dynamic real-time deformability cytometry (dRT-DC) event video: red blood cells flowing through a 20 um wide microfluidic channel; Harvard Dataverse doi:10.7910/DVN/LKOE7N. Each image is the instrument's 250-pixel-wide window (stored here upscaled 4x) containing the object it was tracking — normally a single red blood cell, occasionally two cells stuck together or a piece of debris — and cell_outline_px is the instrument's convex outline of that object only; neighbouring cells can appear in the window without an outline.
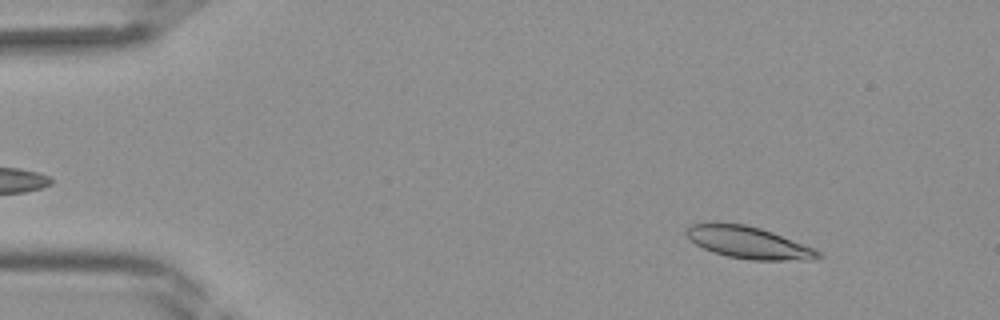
{"species": "Egyptian fruit bat (a non-hibernating species)", "species_latin": "Rousettus aegyptiacus", "temperature_condition": "room temperature", "stored_images_in_passage": 40, "camera_frame_rate_fps": 3000, "um_per_image_px": 0.085, "frame": {"image": 1, "passage_image": 4, "time_ms": 1.0, "image_size_px": [1000, 320], "cell_outline_px": [[824, 256], [804, 260], [752, 260], [728, 256], [712, 252], [696, 244], [684, 232], [688, 224], [712, 220], [716, 220], [744, 224], [760, 228], [772, 232], [812, 248], [820, 252]], "centroid_in_image_um": [63.51, 20.57], "position_along_channel_um": 21.5, "area_um2": 24.8}}
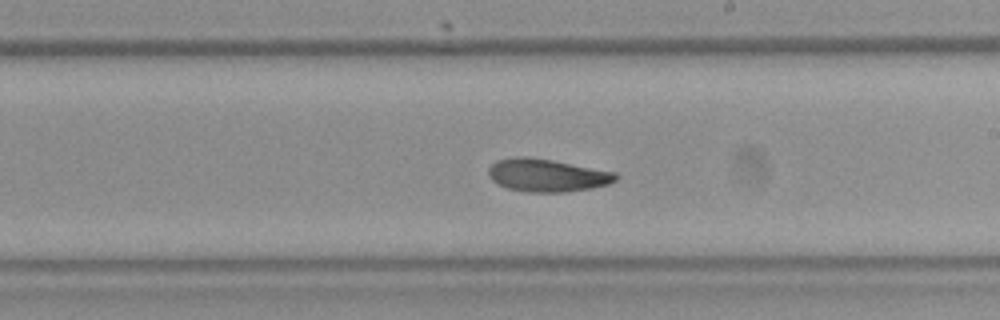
{"frame": {"image": 2, "passage_image": 23, "time_ms": 7.333, "image_size_px": [1000, 320], "cell_outline_px": [[620, 176], [616, 180], [608, 184], [592, 188], [564, 192], [528, 192], [508, 188], [496, 184], [488, 176], [488, 168], [496, 160], [516, 156], [528, 156], [552, 160], [616, 172]], "centroid_in_image_um": [46.48, 14.89], "position_along_channel_um": 242.5, "area_um2": 24.51}}
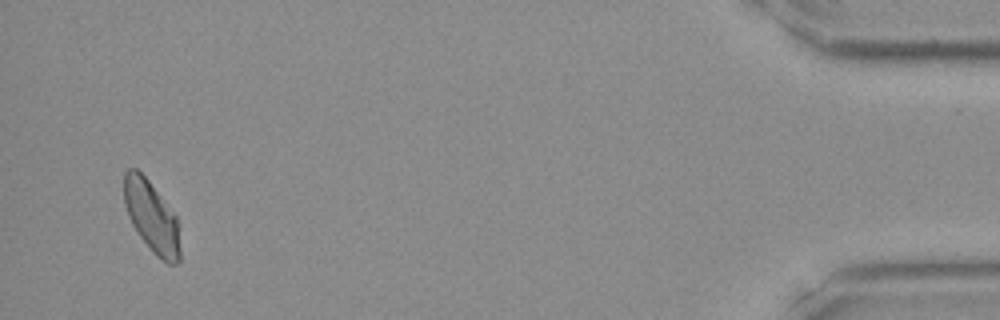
{"frame": {"image": 3, "passage_image": 39, "time_ms": 12.667, "image_size_px": [1000, 320], "cell_outline_px": [[180, 260], [176, 264], [168, 264], [156, 256], [140, 236], [132, 224], [128, 216], [124, 204], [124, 172], [128, 168], [136, 168], [148, 180], [176, 216], [180, 248]], "centroid_in_image_um": [12.87, 18.43], "position_along_channel_um": 422.3, "area_um2": 23.06}}